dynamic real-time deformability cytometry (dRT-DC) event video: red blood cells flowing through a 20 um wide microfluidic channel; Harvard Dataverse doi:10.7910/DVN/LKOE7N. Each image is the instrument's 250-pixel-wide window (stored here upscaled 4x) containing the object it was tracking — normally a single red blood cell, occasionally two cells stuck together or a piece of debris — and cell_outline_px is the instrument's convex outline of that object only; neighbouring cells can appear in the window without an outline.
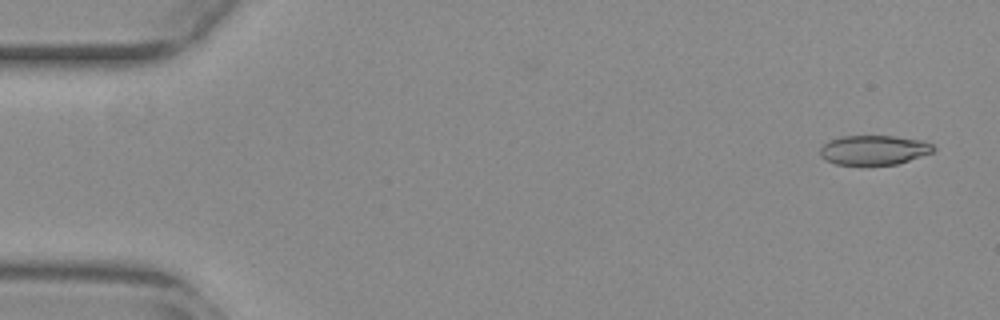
{"species": "common noctule bat (a hibernating species)", "species_latin": "Nyctalus noctula", "temperature_condition": "warm", "stored_images_in_passage": 5, "camera_frame_rate_fps": 3000, "um_per_image_px": 0.085, "animal": {"sex": "female", "body_mass_g": 29.2, "forearm_length_mm": 56.3}, "frame": {"image": 1, "passage_image": 3, "time_ms": 0.667, "image_size_px": [1000, 320], "cell_outline_px": [[936, 148], [932, 152], [896, 164], [836, 164], [820, 156], [820, 148], [828, 140], [840, 136], [896, 136], [924, 140], [932, 144]], "centroid_in_image_um": [74.28, 12.73], "position_along_channel_um": 10.7, "area_um2": 19.36}}